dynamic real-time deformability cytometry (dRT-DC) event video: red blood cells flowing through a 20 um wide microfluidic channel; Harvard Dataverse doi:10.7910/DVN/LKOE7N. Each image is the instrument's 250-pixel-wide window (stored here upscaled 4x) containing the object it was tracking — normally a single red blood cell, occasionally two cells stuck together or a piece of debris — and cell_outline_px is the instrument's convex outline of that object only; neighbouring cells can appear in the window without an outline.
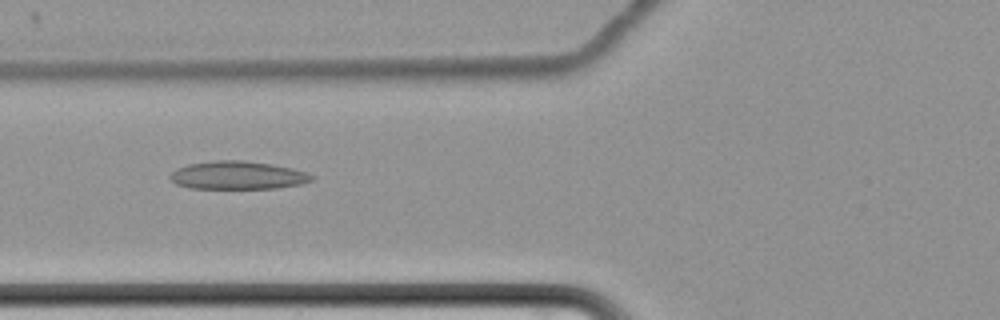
{"species": "common noctule bat (a hibernating species)", "species_latin": "Nyctalus noctula", "temperature_condition": "cold", "stored_images_in_passage": 63, "camera_frame_rate_fps": 3000, "um_per_image_px": 0.085, "animal": {"sex": "female", "body_mass_g": 22.7, "forearm_length_mm": 54.2}, "frame": {"image": 1, "passage_image": 27, "time_ms": 8.667, "image_size_px": [1000, 320], "cell_outline_px": [[316, 176], [312, 180], [300, 184], [276, 188], [188, 188], [176, 184], [168, 176], [176, 168], [188, 164], [212, 160], [244, 160], [272, 164], [292, 168], [308, 172]], "centroid_in_image_um": [20.2, 14.89], "position_along_channel_um": 105.6, "area_um2": 23.35}}
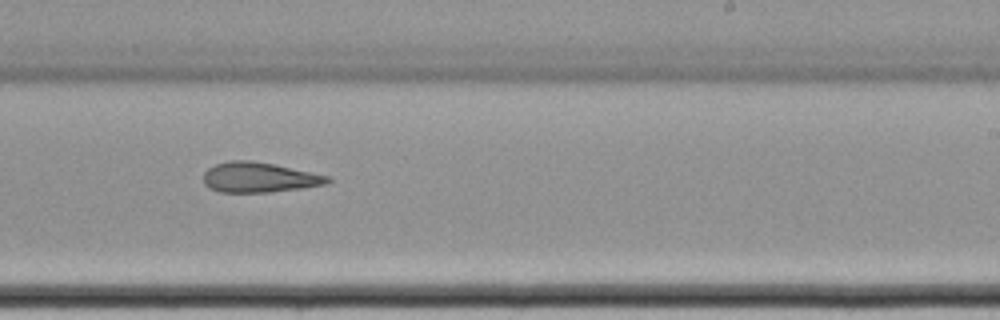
{"frame": {"image": 2, "passage_image": 41, "time_ms": 13.333, "image_size_px": [1000, 320], "cell_outline_px": [[332, 180], [328, 184], [272, 192], [220, 192], [208, 188], [204, 184], [204, 172], [208, 168], [216, 164], [228, 160], [252, 160], [272, 164], [328, 176]], "centroid_in_image_um": [21.99, 15.08], "position_along_channel_um": 267.0, "area_um2": 21.68}}
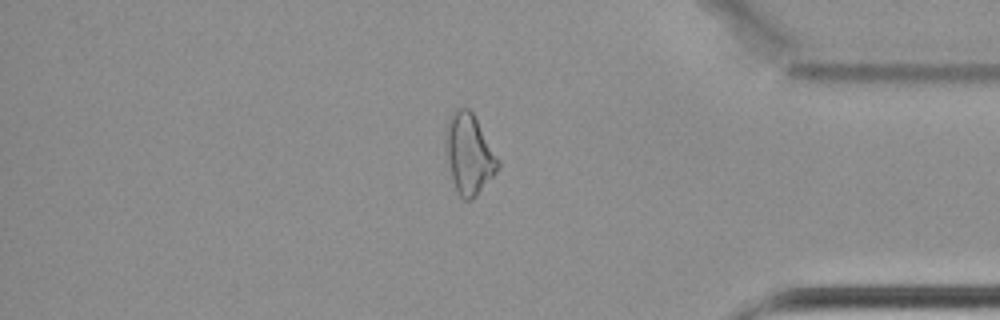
{"frame": {"image": 3, "passage_image": 54, "time_ms": 17.667, "image_size_px": [1000, 320], "cell_outline_px": [[500, 168], [476, 196], [468, 200], [464, 200], [460, 196], [456, 188], [452, 176], [444, 148], [444, 136], [448, 120], [460, 108], [468, 108], [472, 112], [500, 160]], "centroid_in_image_um": [39.88, 13.1], "position_along_channel_um": 395.3, "area_um2": 24.16}}